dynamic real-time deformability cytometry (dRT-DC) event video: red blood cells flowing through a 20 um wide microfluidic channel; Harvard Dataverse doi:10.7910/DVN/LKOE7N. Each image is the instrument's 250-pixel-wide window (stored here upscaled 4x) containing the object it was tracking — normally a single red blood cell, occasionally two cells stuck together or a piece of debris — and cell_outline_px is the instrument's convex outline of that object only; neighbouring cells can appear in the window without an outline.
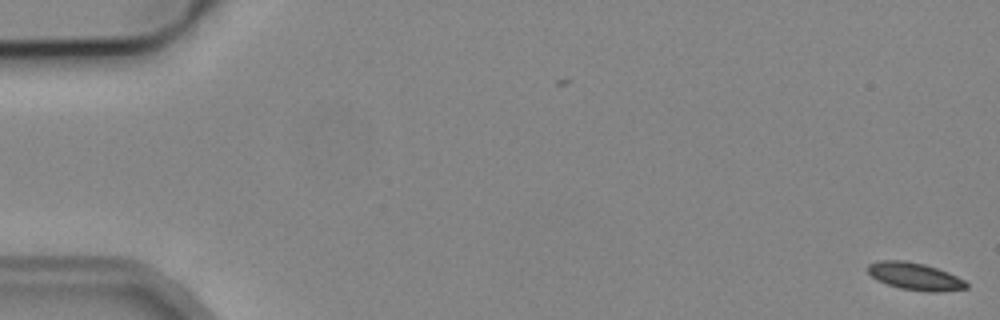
{"species": "common noctule bat (a hibernating species)", "species_latin": "Nyctalus noctula", "temperature_condition": "cold", "stored_images_in_passage": 7, "camera_frame_rate_fps": 3000, "um_per_image_px": 0.085, "animal": {"sex": "male", "body_mass_g": 19.2, "forearm_length_mm": 51.8}, "frame": {"image": 1, "passage_image": 1, "time_ms": 0.0, "image_size_px": [1000, 320], "cell_outline_px": [[968, 288], [936, 292], [928, 292], [900, 288], [876, 280], [868, 272], [868, 264], [880, 260], [904, 260], [924, 264], [948, 272], [964, 280], [968, 284]], "centroid_in_image_um": [77.76, 23.48], "position_along_channel_um": 7.2, "area_um2": 15.61}}
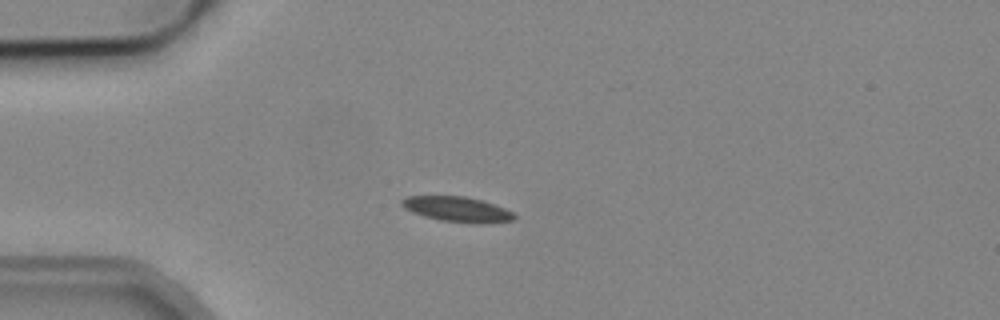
{"frame": {"image": 2, "passage_image": 5, "time_ms": 4.667, "image_size_px": [1000, 320], "cell_outline_px": [[516, 216], [512, 220], [484, 224], [476, 224], [440, 220], [424, 216], [412, 212], [404, 208], [400, 204], [400, 200], [408, 196], [464, 196], [496, 204], [512, 212]], "centroid_in_image_um": [38.86, 17.79], "position_along_channel_um": 46.1, "area_um2": 16.53}}
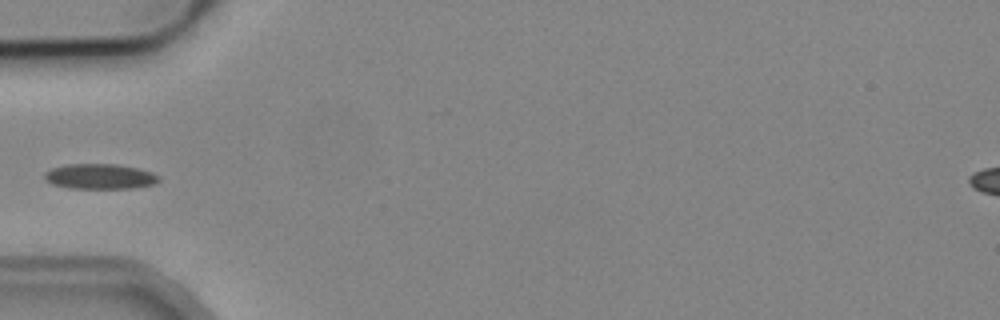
{"frame": {"image": 3, "passage_image": 6, "time_ms": 6.0, "image_size_px": [1000, 320], "cell_outline_px": [[160, 180], [152, 184], [136, 188], [68, 188], [52, 184], [44, 180], [44, 172], [52, 168], [68, 164], [120, 164], [152, 172], [160, 176]], "centroid_in_image_um": [8.48, 15.0], "position_along_channel_um": 76.5, "area_um2": 16.88}}